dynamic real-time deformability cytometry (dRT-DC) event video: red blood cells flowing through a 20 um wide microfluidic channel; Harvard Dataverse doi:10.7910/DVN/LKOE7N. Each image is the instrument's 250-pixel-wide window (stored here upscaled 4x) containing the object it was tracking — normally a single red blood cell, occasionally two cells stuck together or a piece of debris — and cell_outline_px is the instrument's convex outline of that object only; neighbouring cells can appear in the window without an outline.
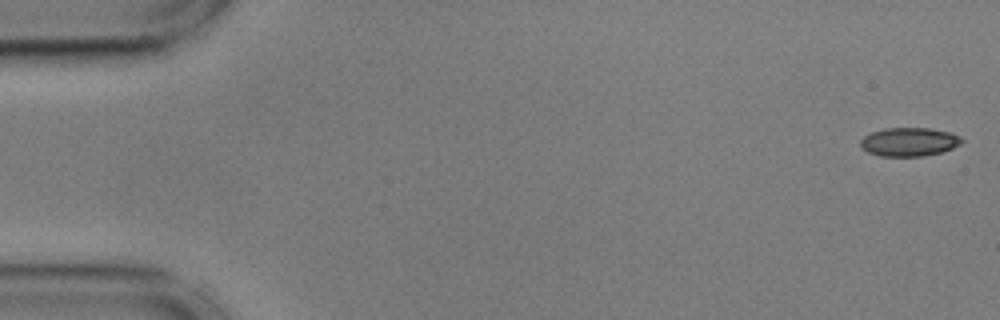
{"species": "common noctule bat (a hibernating species)", "species_latin": "Nyctalus noctula", "temperature_condition": "cold", "stored_images_in_passage": 55, "camera_frame_rate_fps": 3000, "um_per_image_px": 0.085, "animal": {"sex": "male", "body_mass_g": 17.9, "forearm_length_mm": 54.2}, "frame": {"image": 1, "passage_image": 1, "time_ms": 0.0, "image_size_px": [1000, 320], "cell_outline_px": [[964, 140], [960, 144], [952, 148], [940, 152], [924, 156], [880, 156], [868, 152], [860, 144], [860, 140], [864, 136], [872, 132], [884, 128], [928, 128], [948, 132], [960, 136]], "centroid_in_image_um": [77.27, 12.06], "position_along_channel_um": 7.7, "area_um2": 16.76}}
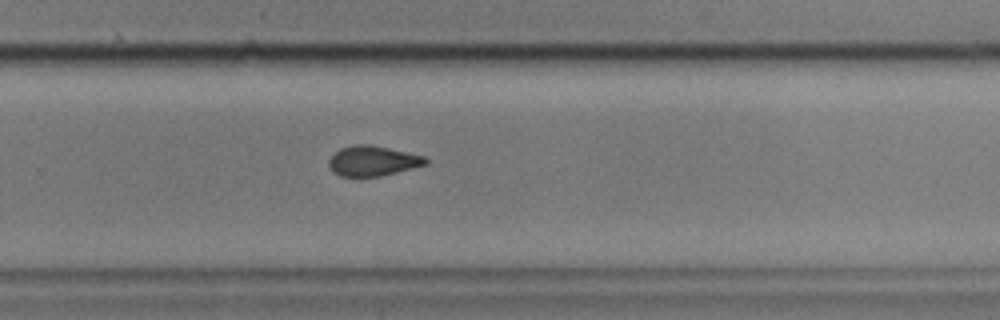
{"frame": {"image": 2, "passage_image": 36, "time_ms": 11.667, "image_size_px": [1000, 320], "cell_outline_px": [[428, 164], [380, 176], [340, 176], [328, 164], [328, 160], [340, 148], [352, 144], [372, 144], [424, 156], [428, 160]], "centroid_in_image_um": [31.7, 13.66], "position_along_channel_um": 298.1, "area_um2": 16.82}}
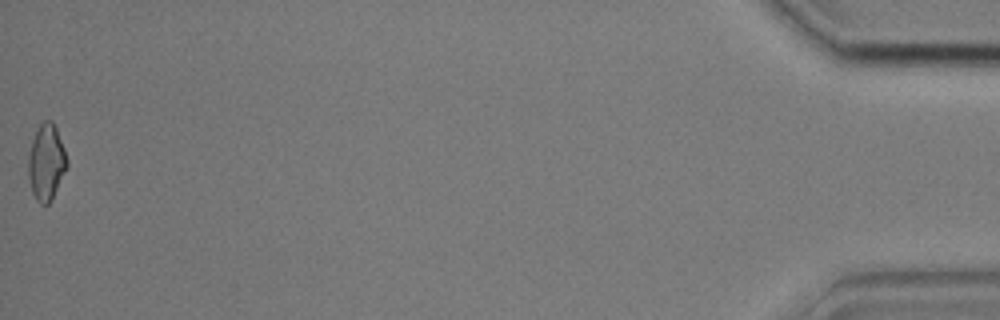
{"frame": {"image": 3, "passage_image": 55, "time_ms": 18.0, "image_size_px": [1000, 320], "cell_outline_px": [[68, 164], [52, 200], [48, 204], [40, 204], [36, 200], [32, 192], [28, 176], [28, 152], [32, 140], [40, 124], [44, 120], [52, 120], [56, 128], [64, 148], [68, 160]], "centroid_in_image_um": [3.93, 13.8], "position_along_channel_um": 431.3, "area_um2": 17.17}, "authors_computed_cell_mechanics": {"area_um2": 17.2822, "velocity_mm_per_s": 3.6252, "shape_relaxation_time_tau1_ms": 9.0774, "shape_relaxation_time_tau2_ms": 3.6951, "deformation_change_tau1": 0.1357, "deformation_change_tau2": 0.0725}}